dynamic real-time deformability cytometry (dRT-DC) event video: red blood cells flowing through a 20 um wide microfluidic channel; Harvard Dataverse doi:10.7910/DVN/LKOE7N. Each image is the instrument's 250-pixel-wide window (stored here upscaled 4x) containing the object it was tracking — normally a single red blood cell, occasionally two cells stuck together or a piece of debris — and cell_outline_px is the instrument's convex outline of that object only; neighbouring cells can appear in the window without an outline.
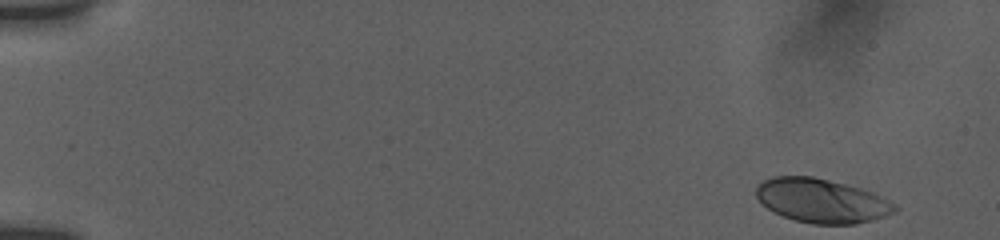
{"species": "human", "species_latin": "Homo sapiens", "temperature_condition": "room temperature", "stored_images_in_passage": 52, "camera_frame_rate_fps": 3000, "um_per_image_px": 0.085, "donor": {"sex": "female"}, "frame": {"image": 1, "passage_image": 1, "time_ms": 0.0, "image_size_px": [1000, 240], "cell_outline_px": [[900, 208], [896, 212], [872, 220], [856, 224], [812, 224], [796, 220], [784, 216], [768, 208], [756, 196], [756, 188], [764, 180], [772, 176], [812, 176], [860, 188], [872, 192], [896, 204]], "centroid_in_image_um": [69.87, 17.06], "position_along_channel_um": 15.1, "area_um2": 35.32}}
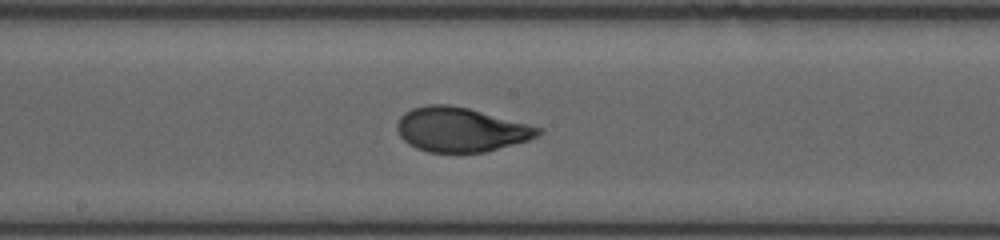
{"frame": {"image": 2, "passage_image": 28, "time_ms": 9.0, "image_size_px": [1000, 240], "cell_outline_px": [[544, 132], [528, 140], [484, 152], [428, 152], [416, 148], [408, 144], [400, 136], [396, 128], [396, 124], [400, 116], [404, 112], [412, 108], [428, 104], [448, 104], [468, 108], [544, 128]], "centroid_in_image_um": [39.14, 11.01], "position_along_channel_um": 209.1, "area_um2": 36.47}}
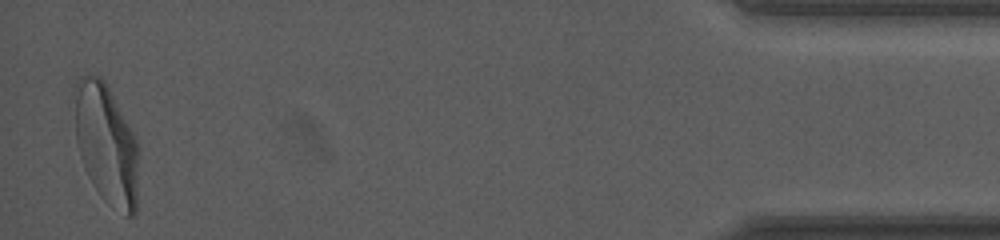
{"frame": {"image": 3, "passage_image": 51, "time_ms": 16.667, "image_size_px": [1000, 240], "cell_outline_px": [[136, 212], [132, 216], [128, 216], [108, 204], [100, 196], [92, 184], [88, 176], [80, 156], [76, 140], [76, 84], [80, 76], [100, 76], [104, 80], [128, 124], [136, 140]], "centroid_in_image_um": [9.02, 12.28], "position_along_channel_um": 426.2, "area_um2": 43.52}, "authors_computed_cell_mechanics": {"area_um2": 36.2984, "velocity_mm_per_s": 3.8144, "shape_relaxation_time_tau1_ms": 3.7794, "shape_relaxation_time_tau2_ms": null, "deformation_change_tau1": 0.194, "deformation_change_tau2": null}}